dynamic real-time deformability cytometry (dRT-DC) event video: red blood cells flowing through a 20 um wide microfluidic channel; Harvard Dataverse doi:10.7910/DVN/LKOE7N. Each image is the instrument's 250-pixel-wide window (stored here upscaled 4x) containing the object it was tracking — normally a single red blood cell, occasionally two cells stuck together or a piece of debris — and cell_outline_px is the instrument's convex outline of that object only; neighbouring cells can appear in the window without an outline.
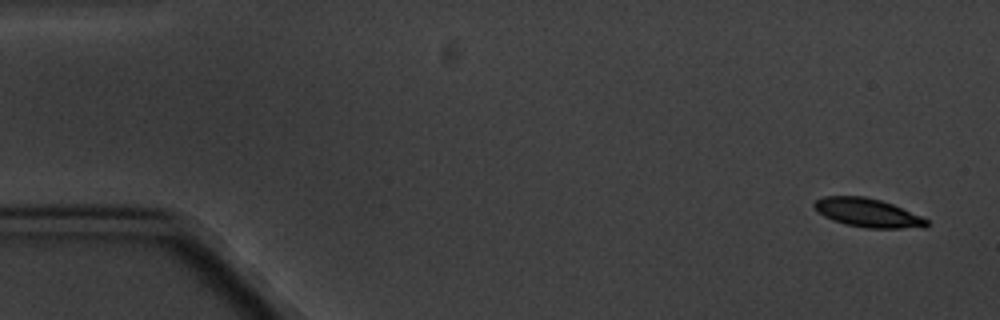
{"species": "common noctule bat (a hibernating species)", "species_latin": "Nyctalus noctula", "temperature_condition": "cold", "stored_images_in_passage": 4, "camera_frame_rate_fps": 3000, "um_per_image_px": 0.085, "animal": {"sex": "male", "body_mass_g": 20.1, "forearm_length_mm": 53.5}, "frame": {"image": 1, "passage_image": 1, "time_ms": 0.0, "image_size_px": [1000, 320], "cell_outline_px": [[928, 224], [924, 228], [868, 228], [844, 224], [832, 220], [816, 212], [812, 204], [816, 200], [824, 196], [864, 196], [880, 200], [892, 204], [920, 216], [928, 220]], "centroid_in_image_um": [73.71, 18.09], "position_along_channel_um": 11.3, "area_um2": 18.79}}
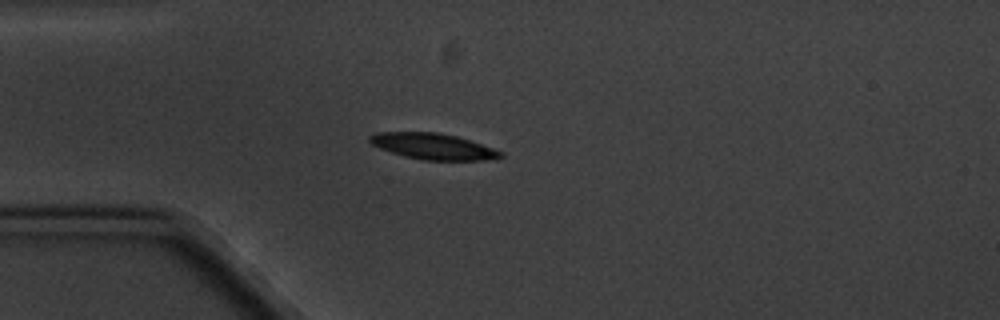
{"frame": {"image": 2, "passage_image": 4, "time_ms": 4.333, "image_size_px": [1000, 320], "cell_outline_px": [[504, 156], [484, 160], [424, 160], [404, 156], [380, 148], [372, 144], [368, 140], [368, 136], [376, 132], [436, 132], [456, 136], [504, 152]], "centroid_in_image_um": [36.78, 12.44], "position_along_channel_um": 48.2, "area_um2": 19.65}}